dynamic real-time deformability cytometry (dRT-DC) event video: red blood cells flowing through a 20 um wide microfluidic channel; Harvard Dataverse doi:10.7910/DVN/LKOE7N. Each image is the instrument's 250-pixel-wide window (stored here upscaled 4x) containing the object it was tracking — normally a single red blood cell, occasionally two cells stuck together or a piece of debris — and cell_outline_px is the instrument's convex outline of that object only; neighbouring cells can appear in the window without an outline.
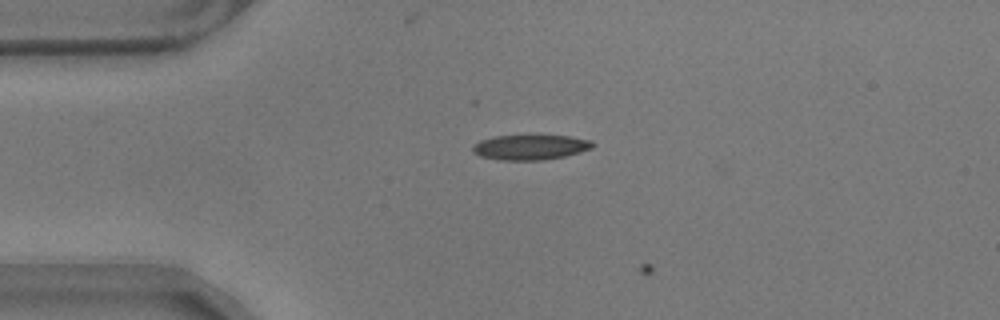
{"species": "common noctule bat (a hibernating species)", "species_latin": "Nyctalus noctula", "temperature_condition": "warm", "stored_images_in_passage": 2, "camera_frame_rate_fps": 3000, "um_per_image_px": 0.085, "animal": {"sex": "male", "body_mass_g": 17.9}, "frame": {"image": 1, "passage_image": 1, "time_ms": 0.0, "image_size_px": [1000, 320], "cell_outline_px": [[596, 144], [592, 148], [580, 152], [564, 156], [544, 160], [500, 160], [480, 156], [472, 152], [472, 144], [480, 140], [496, 136], [568, 136], [592, 140]], "centroid_in_image_um": [45.07, 12.52], "position_along_channel_um": 39.9, "area_um2": 17.51}}